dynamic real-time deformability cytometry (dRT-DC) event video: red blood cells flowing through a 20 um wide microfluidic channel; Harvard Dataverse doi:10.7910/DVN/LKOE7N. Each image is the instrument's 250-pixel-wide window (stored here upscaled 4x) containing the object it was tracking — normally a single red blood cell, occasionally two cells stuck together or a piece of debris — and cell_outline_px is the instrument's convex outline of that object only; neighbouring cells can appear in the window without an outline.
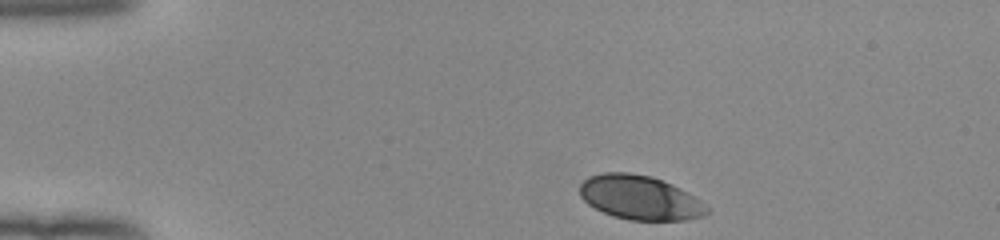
{"species": "human", "species_latin": "Homo sapiens", "temperature_condition": "room temperature", "stored_images_in_passage": 36, "camera_frame_rate_fps": 3000, "um_per_image_px": 0.085, "donor": {"sex": "female"}, "frame": {"image": 1, "passage_image": 1, "time_ms": 0.0, "image_size_px": [1000, 240], "cell_outline_px": [[708, 212], [704, 216], [688, 220], [628, 220], [612, 216], [588, 204], [580, 196], [580, 184], [588, 176], [600, 172], [628, 172], [652, 176], [672, 184], [680, 188], [700, 200], [708, 208]], "centroid_in_image_um": [54.38, 16.79], "position_along_channel_um": 30.6, "area_um2": 32.89}}
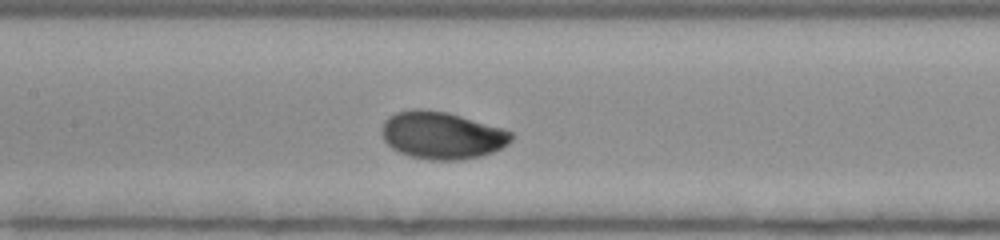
{"frame": {"image": 2, "passage_image": 17, "time_ms": 5.333, "image_size_px": [1000, 240], "cell_outline_px": [[512, 140], [508, 144], [492, 152], [480, 156], [460, 160], [432, 160], [408, 156], [392, 148], [384, 140], [380, 132], [380, 128], [384, 120], [388, 116], [396, 112], [412, 108], [420, 108], [448, 112], [504, 128], [512, 132]], "centroid_in_image_um": [37.53, 11.48], "position_along_channel_um": 169.9, "area_um2": 36.13}}
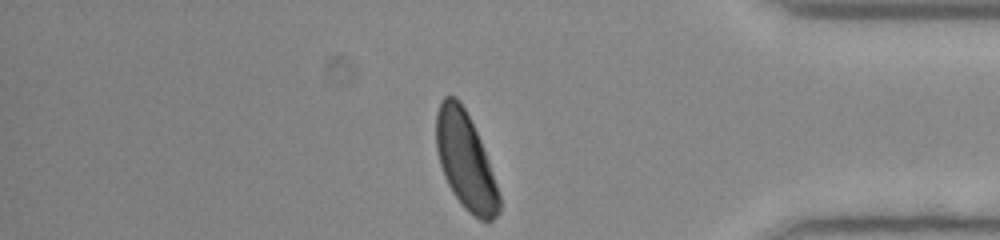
{"frame": {"image": 3, "passage_image": 36, "time_ms": 11.667, "image_size_px": [1000, 240], "cell_outline_px": [[500, 212], [492, 220], [480, 220], [468, 212], [464, 208], [452, 192], [444, 176], [440, 164], [436, 148], [436, 112], [440, 100], [444, 96], [456, 96], [460, 100], [480, 140], [488, 160], [500, 196]], "centroid_in_image_um": [39.54, 13.67], "position_along_channel_um": 395.7, "area_um2": 35.26}, "authors_computed_cell_mechanics": {"area_um2": 35.0557, "velocity_mm_per_s": 3.9216, "shape_relaxation_time_tau1_ms": 2.3141, "shape_relaxation_time_tau2_ms": null, "deformation_change_tau1": 0.1232, "deformation_change_tau2": null}}